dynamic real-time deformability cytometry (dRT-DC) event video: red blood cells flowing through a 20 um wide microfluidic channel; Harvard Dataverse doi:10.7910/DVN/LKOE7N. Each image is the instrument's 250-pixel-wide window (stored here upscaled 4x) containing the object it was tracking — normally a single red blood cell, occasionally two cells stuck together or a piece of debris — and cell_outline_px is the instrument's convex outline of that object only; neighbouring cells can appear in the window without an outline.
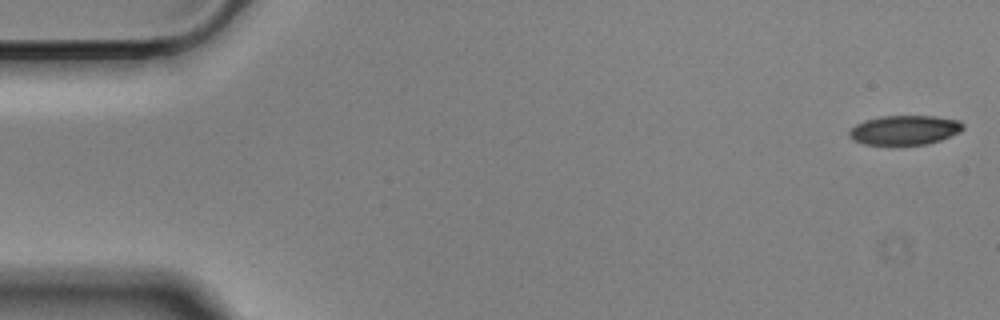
{"species": "Egyptian fruit bat (a non-hibernating species)", "species_latin": "Rousettus aegyptiacus", "temperature_condition": "cold", "stored_images_in_passage": 56, "camera_frame_rate_fps": 3000, "um_per_image_px": 0.085, "animal": {"sex": "male"}, "frame": {"image": 1, "passage_image": 1, "time_ms": 0.0, "image_size_px": [1000, 320], "cell_outline_px": [[964, 128], [960, 132], [940, 140], [928, 144], [892, 148], [888, 148], [864, 144], [852, 140], [848, 136], [848, 132], [856, 124], [864, 120], [880, 116], [936, 116], [960, 120], [964, 124]], "centroid_in_image_um": [76.85, 11.1], "position_along_channel_um": 8.1, "area_um2": 20.58}}
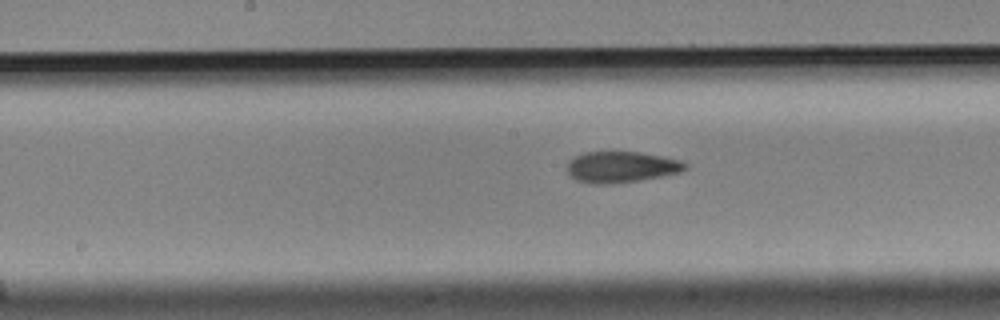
{"frame": {"image": 2, "passage_image": 28, "time_ms": 9.0, "image_size_px": [1000, 320], "cell_outline_px": [[688, 168], [680, 172], [640, 180], [608, 184], [592, 184], [576, 180], [568, 176], [568, 160], [584, 152], [640, 152], [680, 160], [688, 164]], "centroid_in_image_um": [52.79, 14.2], "position_along_channel_um": 195.4, "area_um2": 21.39}}
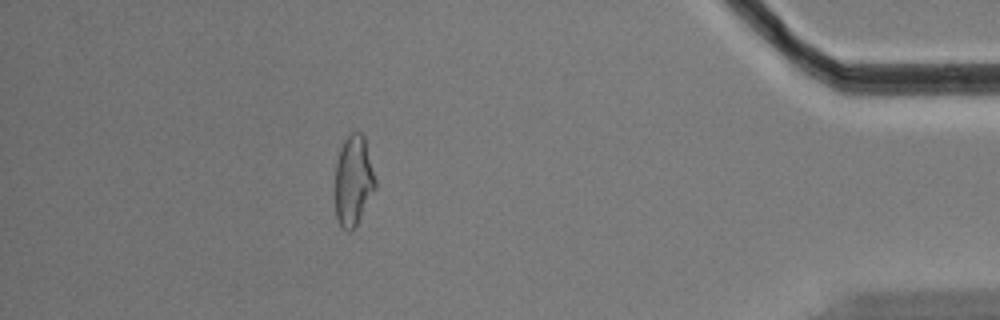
{"frame": {"image": 3, "passage_image": 50, "time_ms": 16.333, "image_size_px": [1000, 320], "cell_outline_px": [[376, 188], [356, 224], [348, 232], [340, 228], [336, 216], [336, 160], [340, 148], [344, 140], [352, 132], [360, 132], [364, 136], [376, 180]], "centroid_in_image_um": [30.03, 15.35], "position_along_channel_um": 405.2, "area_um2": 20.98}, "authors_computed_cell_mechanics": {"area_um2": 21.3282, "velocity_mm_per_s": 3.5194, "shape_relaxation_time_tau1_ms": 6.9352, "shape_relaxation_time_tau2_ms": 3.615, "deformation_change_tau1": 0.1664, "deformation_change_tau2": 0.1014}}